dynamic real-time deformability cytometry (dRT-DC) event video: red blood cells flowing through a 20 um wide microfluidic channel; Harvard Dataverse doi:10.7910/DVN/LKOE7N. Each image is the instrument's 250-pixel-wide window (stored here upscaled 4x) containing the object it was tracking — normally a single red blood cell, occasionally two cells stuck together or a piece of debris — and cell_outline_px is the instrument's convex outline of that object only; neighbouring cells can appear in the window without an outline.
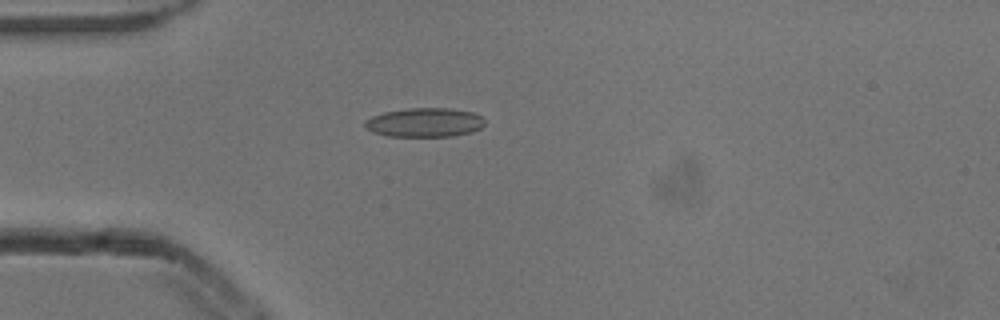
{"species": "common noctule bat (a hibernating species)", "species_latin": "Nyctalus noctula", "temperature_condition": "cold", "stored_images_in_passage": 5, "camera_frame_rate_fps": 3000, "um_per_image_px": 0.085, "animal": {"sex": "male", "body_mass_g": 13.3}, "frame": {"image": 1, "passage_image": 4, "time_ms": 1.0, "image_size_px": [1000, 320], "cell_outline_px": [[484, 124], [480, 128], [472, 132], [452, 136], [388, 136], [372, 132], [364, 124], [364, 120], [372, 116], [384, 112], [408, 108], [452, 108], [472, 112], [480, 116], [484, 120]], "centroid_in_image_um": [36.09, 10.4], "position_along_channel_um": 48.9, "area_um2": 20.29}}